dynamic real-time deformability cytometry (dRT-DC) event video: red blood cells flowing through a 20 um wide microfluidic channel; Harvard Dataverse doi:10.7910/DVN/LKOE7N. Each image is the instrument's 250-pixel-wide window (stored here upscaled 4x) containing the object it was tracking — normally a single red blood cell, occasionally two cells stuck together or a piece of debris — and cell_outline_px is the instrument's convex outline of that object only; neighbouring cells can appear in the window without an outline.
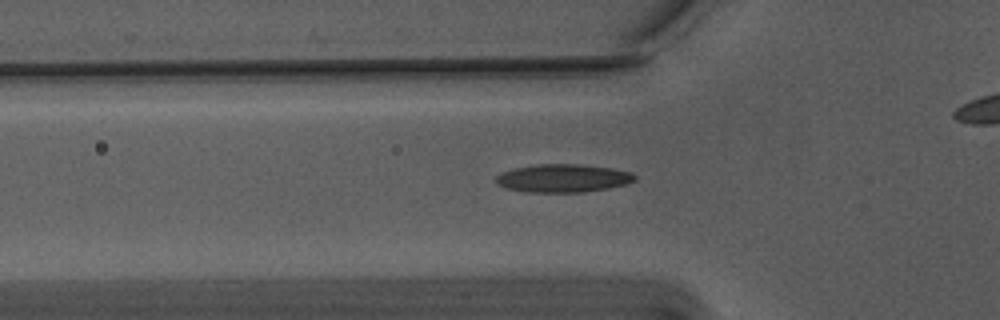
{"species": "Egyptian fruit bat (a non-hibernating species)", "species_latin": "Rousettus aegyptiacus", "temperature_condition": "warm", "stored_images_in_passage": 30, "camera_frame_rate_fps": 3000, "um_per_image_px": 0.085, "animal": {"sex": "male"}, "frame": {"image": 1, "passage_image": 2, "time_ms": 0.333, "image_size_px": [1000, 320], "cell_outline_px": [[636, 180], [628, 184], [608, 188], [584, 192], [528, 192], [508, 188], [496, 184], [496, 176], [504, 172], [516, 168], [536, 164], [580, 164], [612, 168], [632, 172], [636, 176]], "centroid_in_image_um": [47.91, 15.15], "position_along_channel_um": 77.9, "area_um2": 22.72}}
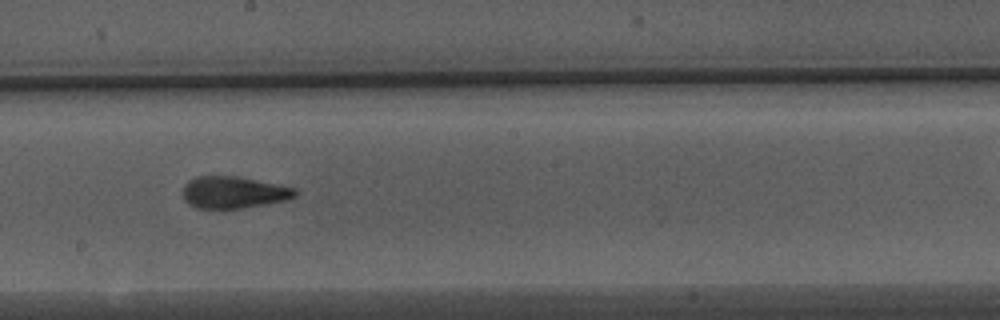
{"frame": {"image": 2, "passage_image": 14, "time_ms": 4.333, "image_size_px": [1000, 320], "cell_outline_px": [[300, 192], [296, 196], [288, 200], [240, 208], [196, 208], [188, 204], [184, 200], [184, 184], [188, 180], [200, 176], [236, 176], [280, 184], [296, 188]], "centroid_in_image_um": [19.9, 16.34], "position_along_channel_um": 228.3, "area_um2": 20.98}}
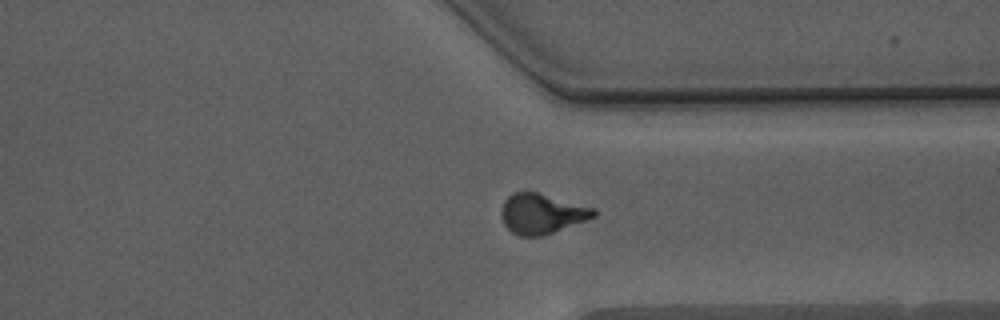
{"frame": {"image": 3, "passage_image": 25, "time_ms": 8.0, "image_size_px": [1000, 320], "cell_outline_px": [[596, 216], [552, 232], [540, 236], [520, 236], [512, 232], [504, 224], [500, 212], [504, 200], [512, 192], [536, 192], [596, 208]], "centroid_in_image_um": [46.02, 18.15], "position_along_channel_um": 365.4, "area_um2": 21.33}}